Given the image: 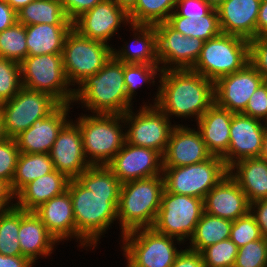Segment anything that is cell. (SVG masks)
<instances>
[{
    "instance_id": "cell-36",
    "label": "cell",
    "mask_w": 267,
    "mask_h": 267,
    "mask_svg": "<svg viewBox=\"0 0 267 267\" xmlns=\"http://www.w3.org/2000/svg\"><path fill=\"white\" fill-rule=\"evenodd\" d=\"M177 0H138L128 14L131 24L155 25L166 22L175 11Z\"/></svg>"
},
{
    "instance_id": "cell-54",
    "label": "cell",
    "mask_w": 267,
    "mask_h": 267,
    "mask_svg": "<svg viewBox=\"0 0 267 267\" xmlns=\"http://www.w3.org/2000/svg\"><path fill=\"white\" fill-rule=\"evenodd\" d=\"M116 5L123 9L127 14H129L137 4L138 0H113Z\"/></svg>"
},
{
    "instance_id": "cell-22",
    "label": "cell",
    "mask_w": 267,
    "mask_h": 267,
    "mask_svg": "<svg viewBox=\"0 0 267 267\" xmlns=\"http://www.w3.org/2000/svg\"><path fill=\"white\" fill-rule=\"evenodd\" d=\"M204 212L235 221L250 211L246 194L229 173L205 196Z\"/></svg>"
},
{
    "instance_id": "cell-14",
    "label": "cell",
    "mask_w": 267,
    "mask_h": 267,
    "mask_svg": "<svg viewBox=\"0 0 267 267\" xmlns=\"http://www.w3.org/2000/svg\"><path fill=\"white\" fill-rule=\"evenodd\" d=\"M157 33V56L161 71L191 69L204 45L203 40L182 35L167 22L154 25Z\"/></svg>"
},
{
    "instance_id": "cell-48",
    "label": "cell",
    "mask_w": 267,
    "mask_h": 267,
    "mask_svg": "<svg viewBox=\"0 0 267 267\" xmlns=\"http://www.w3.org/2000/svg\"><path fill=\"white\" fill-rule=\"evenodd\" d=\"M171 267H205V264L200 252L185 246V249L181 250Z\"/></svg>"
},
{
    "instance_id": "cell-3",
    "label": "cell",
    "mask_w": 267,
    "mask_h": 267,
    "mask_svg": "<svg viewBox=\"0 0 267 267\" xmlns=\"http://www.w3.org/2000/svg\"><path fill=\"white\" fill-rule=\"evenodd\" d=\"M77 103V104H76ZM72 105L92 114H125L133 108L124 84V63L114 56L75 89Z\"/></svg>"
},
{
    "instance_id": "cell-27",
    "label": "cell",
    "mask_w": 267,
    "mask_h": 267,
    "mask_svg": "<svg viewBox=\"0 0 267 267\" xmlns=\"http://www.w3.org/2000/svg\"><path fill=\"white\" fill-rule=\"evenodd\" d=\"M233 114V112L218 106L214 102L194 123L196 125L191 124L200 132L212 156L223 157L228 152Z\"/></svg>"
},
{
    "instance_id": "cell-21",
    "label": "cell",
    "mask_w": 267,
    "mask_h": 267,
    "mask_svg": "<svg viewBox=\"0 0 267 267\" xmlns=\"http://www.w3.org/2000/svg\"><path fill=\"white\" fill-rule=\"evenodd\" d=\"M188 124H176L163 154V167H182L212 157L198 129Z\"/></svg>"
},
{
    "instance_id": "cell-43",
    "label": "cell",
    "mask_w": 267,
    "mask_h": 267,
    "mask_svg": "<svg viewBox=\"0 0 267 267\" xmlns=\"http://www.w3.org/2000/svg\"><path fill=\"white\" fill-rule=\"evenodd\" d=\"M20 151L15 139L5 138L0 142V180L12 184Z\"/></svg>"
},
{
    "instance_id": "cell-30",
    "label": "cell",
    "mask_w": 267,
    "mask_h": 267,
    "mask_svg": "<svg viewBox=\"0 0 267 267\" xmlns=\"http://www.w3.org/2000/svg\"><path fill=\"white\" fill-rule=\"evenodd\" d=\"M73 25L35 24L26 26L27 56L62 54Z\"/></svg>"
},
{
    "instance_id": "cell-24",
    "label": "cell",
    "mask_w": 267,
    "mask_h": 267,
    "mask_svg": "<svg viewBox=\"0 0 267 267\" xmlns=\"http://www.w3.org/2000/svg\"><path fill=\"white\" fill-rule=\"evenodd\" d=\"M18 240L22 256L28 258L35 266L39 263L38 259L51 257L60 245L34 211L23 209H20Z\"/></svg>"
},
{
    "instance_id": "cell-32",
    "label": "cell",
    "mask_w": 267,
    "mask_h": 267,
    "mask_svg": "<svg viewBox=\"0 0 267 267\" xmlns=\"http://www.w3.org/2000/svg\"><path fill=\"white\" fill-rule=\"evenodd\" d=\"M55 170L49 154H19L15 175L9 186L15 197L28 183Z\"/></svg>"
},
{
    "instance_id": "cell-4",
    "label": "cell",
    "mask_w": 267,
    "mask_h": 267,
    "mask_svg": "<svg viewBox=\"0 0 267 267\" xmlns=\"http://www.w3.org/2000/svg\"><path fill=\"white\" fill-rule=\"evenodd\" d=\"M164 189L163 175L121 184L117 209L121 237L137 229L153 227Z\"/></svg>"
},
{
    "instance_id": "cell-23",
    "label": "cell",
    "mask_w": 267,
    "mask_h": 267,
    "mask_svg": "<svg viewBox=\"0 0 267 267\" xmlns=\"http://www.w3.org/2000/svg\"><path fill=\"white\" fill-rule=\"evenodd\" d=\"M262 0H225L216 9L221 33L251 40L257 37V18Z\"/></svg>"
},
{
    "instance_id": "cell-11",
    "label": "cell",
    "mask_w": 267,
    "mask_h": 267,
    "mask_svg": "<svg viewBox=\"0 0 267 267\" xmlns=\"http://www.w3.org/2000/svg\"><path fill=\"white\" fill-rule=\"evenodd\" d=\"M203 212V199L167 192L164 189L152 228L186 245L193 236Z\"/></svg>"
},
{
    "instance_id": "cell-58",
    "label": "cell",
    "mask_w": 267,
    "mask_h": 267,
    "mask_svg": "<svg viewBox=\"0 0 267 267\" xmlns=\"http://www.w3.org/2000/svg\"><path fill=\"white\" fill-rule=\"evenodd\" d=\"M261 157L267 161V133H266L265 144H264L263 153Z\"/></svg>"
},
{
    "instance_id": "cell-51",
    "label": "cell",
    "mask_w": 267,
    "mask_h": 267,
    "mask_svg": "<svg viewBox=\"0 0 267 267\" xmlns=\"http://www.w3.org/2000/svg\"><path fill=\"white\" fill-rule=\"evenodd\" d=\"M0 267H35V264L24 256H4L0 254Z\"/></svg>"
},
{
    "instance_id": "cell-15",
    "label": "cell",
    "mask_w": 267,
    "mask_h": 267,
    "mask_svg": "<svg viewBox=\"0 0 267 267\" xmlns=\"http://www.w3.org/2000/svg\"><path fill=\"white\" fill-rule=\"evenodd\" d=\"M73 29L80 35L95 41L116 46L109 42L117 36L119 29L129 26L128 14L113 0H102L94 8L84 12L73 22ZM113 38V39H112Z\"/></svg>"
},
{
    "instance_id": "cell-49",
    "label": "cell",
    "mask_w": 267,
    "mask_h": 267,
    "mask_svg": "<svg viewBox=\"0 0 267 267\" xmlns=\"http://www.w3.org/2000/svg\"><path fill=\"white\" fill-rule=\"evenodd\" d=\"M250 213L254 216L262 237L267 239V199H260L251 203Z\"/></svg>"
},
{
    "instance_id": "cell-10",
    "label": "cell",
    "mask_w": 267,
    "mask_h": 267,
    "mask_svg": "<svg viewBox=\"0 0 267 267\" xmlns=\"http://www.w3.org/2000/svg\"><path fill=\"white\" fill-rule=\"evenodd\" d=\"M227 174L228 168L218 156L188 166L163 167L162 171L167 192L203 200Z\"/></svg>"
},
{
    "instance_id": "cell-45",
    "label": "cell",
    "mask_w": 267,
    "mask_h": 267,
    "mask_svg": "<svg viewBox=\"0 0 267 267\" xmlns=\"http://www.w3.org/2000/svg\"><path fill=\"white\" fill-rule=\"evenodd\" d=\"M249 117L267 123V81L265 80L251 95L246 109L242 112Z\"/></svg>"
},
{
    "instance_id": "cell-5",
    "label": "cell",
    "mask_w": 267,
    "mask_h": 267,
    "mask_svg": "<svg viewBox=\"0 0 267 267\" xmlns=\"http://www.w3.org/2000/svg\"><path fill=\"white\" fill-rule=\"evenodd\" d=\"M75 116L83 140V150L91 166L108 165L126 143L123 115L89 114Z\"/></svg>"
},
{
    "instance_id": "cell-17",
    "label": "cell",
    "mask_w": 267,
    "mask_h": 267,
    "mask_svg": "<svg viewBox=\"0 0 267 267\" xmlns=\"http://www.w3.org/2000/svg\"><path fill=\"white\" fill-rule=\"evenodd\" d=\"M107 166L121 183H125L162 175L163 155L126 142Z\"/></svg>"
},
{
    "instance_id": "cell-37",
    "label": "cell",
    "mask_w": 267,
    "mask_h": 267,
    "mask_svg": "<svg viewBox=\"0 0 267 267\" xmlns=\"http://www.w3.org/2000/svg\"><path fill=\"white\" fill-rule=\"evenodd\" d=\"M20 228V208L15 204L0 211V254L4 256H22L18 240Z\"/></svg>"
},
{
    "instance_id": "cell-2",
    "label": "cell",
    "mask_w": 267,
    "mask_h": 267,
    "mask_svg": "<svg viewBox=\"0 0 267 267\" xmlns=\"http://www.w3.org/2000/svg\"><path fill=\"white\" fill-rule=\"evenodd\" d=\"M156 106L169 119L197 122L215 102L214 82L191 69L161 71Z\"/></svg>"
},
{
    "instance_id": "cell-46",
    "label": "cell",
    "mask_w": 267,
    "mask_h": 267,
    "mask_svg": "<svg viewBox=\"0 0 267 267\" xmlns=\"http://www.w3.org/2000/svg\"><path fill=\"white\" fill-rule=\"evenodd\" d=\"M213 7L205 0H177L175 12L183 17L207 15Z\"/></svg>"
},
{
    "instance_id": "cell-28",
    "label": "cell",
    "mask_w": 267,
    "mask_h": 267,
    "mask_svg": "<svg viewBox=\"0 0 267 267\" xmlns=\"http://www.w3.org/2000/svg\"><path fill=\"white\" fill-rule=\"evenodd\" d=\"M70 179L54 170L28 183L16 196L15 205L25 211H35L46 201L67 191Z\"/></svg>"
},
{
    "instance_id": "cell-13",
    "label": "cell",
    "mask_w": 267,
    "mask_h": 267,
    "mask_svg": "<svg viewBox=\"0 0 267 267\" xmlns=\"http://www.w3.org/2000/svg\"><path fill=\"white\" fill-rule=\"evenodd\" d=\"M139 107V108H138ZM123 114L126 142L134 146L150 148L164 154L174 122L156 105L138 106Z\"/></svg>"
},
{
    "instance_id": "cell-38",
    "label": "cell",
    "mask_w": 267,
    "mask_h": 267,
    "mask_svg": "<svg viewBox=\"0 0 267 267\" xmlns=\"http://www.w3.org/2000/svg\"><path fill=\"white\" fill-rule=\"evenodd\" d=\"M28 54L26 26L19 22L0 32V58L21 63Z\"/></svg>"
},
{
    "instance_id": "cell-53",
    "label": "cell",
    "mask_w": 267,
    "mask_h": 267,
    "mask_svg": "<svg viewBox=\"0 0 267 267\" xmlns=\"http://www.w3.org/2000/svg\"><path fill=\"white\" fill-rule=\"evenodd\" d=\"M267 35V0H262L257 18V37Z\"/></svg>"
},
{
    "instance_id": "cell-6",
    "label": "cell",
    "mask_w": 267,
    "mask_h": 267,
    "mask_svg": "<svg viewBox=\"0 0 267 267\" xmlns=\"http://www.w3.org/2000/svg\"><path fill=\"white\" fill-rule=\"evenodd\" d=\"M119 239L120 251L127 263L125 267H171L185 248L180 240L160 234L153 228L137 229L119 236Z\"/></svg>"
},
{
    "instance_id": "cell-57",
    "label": "cell",
    "mask_w": 267,
    "mask_h": 267,
    "mask_svg": "<svg viewBox=\"0 0 267 267\" xmlns=\"http://www.w3.org/2000/svg\"><path fill=\"white\" fill-rule=\"evenodd\" d=\"M205 1L209 3L213 8H217L225 0H205Z\"/></svg>"
},
{
    "instance_id": "cell-18",
    "label": "cell",
    "mask_w": 267,
    "mask_h": 267,
    "mask_svg": "<svg viewBox=\"0 0 267 267\" xmlns=\"http://www.w3.org/2000/svg\"><path fill=\"white\" fill-rule=\"evenodd\" d=\"M265 81L250 64L214 83L215 103L233 113H242L254 91Z\"/></svg>"
},
{
    "instance_id": "cell-44",
    "label": "cell",
    "mask_w": 267,
    "mask_h": 267,
    "mask_svg": "<svg viewBox=\"0 0 267 267\" xmlns=\"http://www.w3.org/2000/svg\"><path fill=\"white\" fill-rule=\"evenodd\" d=\"M249 62L267 81V35L249 41Z\"/></svg>"
},
{
    "instance_id": "cell-9",
    "label": "cell",
    "mask_w": 267,
    "mask_h": 267,
    "mask_svg": "<svg viewBox=\"0 0 267 267\" xmlns=\"http://www.w3.org/2000/svg\"><path fill=\"white\" fill-rule=\"evenodd\" d=\"M63 66L71 86L76 89L88 76L95 75L113 56V47L80 35L73 28L63 47Z\"/></svg>"
},
{
    "instance_id": "cell-12",
    "label": "cell",
    "mask_w": 267,
    "mask_h": 267,
    "mask_svg": "<svg viewBox=\"0 0 267 267\" xmlns=\"http://www.w3.org/2000/svg\"><path fill=\"white\" fill-rule=\"evenodd\" d=\"M60 103L50 94L22 87L8 101L0 104L6 138H15L40 118H46Z\"/></svg>"
},
{
    "instance_id": "cell-31",
    "label": "cell",
    "mask_w": 267,
    "mask_h": 267,
    "mask_svg": "<svg viewBox=\"0 0 267 267\" xmlns=\"http://www.w3.org/2000/svg\"><path fill=\"white\" fill-rule=\"evenodd\" d=\"M17 22L35 24L73 25L64 11L61 0H34L17 12Z\"/></svg>"
},
{
    "instance_id": "cell-56",
    "label": "cell",
    "mask_w": 267,
    "mask_h": 267,
    "mask_svg": "<svg viewBox=\"0 0 267 267\" xmlns=\"http://www.w3.org/2000/svg\"><path fill=\"white\" fill-rule=\"evenodd\" d=\"M6 138L4 131H3V119L0 112V142H2Z\"/></svg>"
},
{
    "instance_id": "cell-55",
    "label": "cell",
    "mask_w": 267,
    "mask_h": 267,
    "mask_svg": "<svg viewBox=\"0 0 267 267\" xmlns=\"http://www.w3.org/2000/svg\"><path fill=\"white\" fill-rule=\"evenodd\" d=\"M16 12L34 0H5Z\"/></svg>"
},
{
    "instance_id": "cell-39",
    "label": "cell",
    "mask_w": 267,
    "mask_h": 267,
    "mask_svg": "<svg viewBox=\"0 0 267 267\" xmlns=\"http://www.w3.org/2000/svg\"><path fill=\"white\" fill-rule=\"evenodd\" d=\"M200 253L205 267H234L238 247L229 238L204 248Z\"/></svg>"
},
{
    "instance_id": "cell-42",
    "label": "cell",
    "mask_w": 267,
    "mask_h": 267,
    "mask_svg": "<svg viewBox=\"0 0 267 267\" xmlns=\"http://www.w3.org/2000/svg\"><path fill=\"white\" fill-rule=\"evenodd\" d=\"M261 238L262 234L260 228L250 211L246 215L233 221L230 239L237 245L238 248Z\"/></svg>"
},
{
    "instance_id": "cell-8",
    "label": "cell",
    "mask_w": 267,
    "mask_h": 267,
    "mask_svg": "<svg viewBox=\"0 0 267 267\" xmlns=\"http://www.w3.org/2000/svg\"><path fill=\"white\" fill-rule=\"evenodd\" d=\"M20 68L23 87L48 93L60 104H72L75 89L66 77L62 54L27 56Z\"/></svg>"
},
{
    "instance_id": "cell-19",
    "label": "cell",
    "mask_w": 267,
    "mask_h": 267,
    "mask_svg": "<svg viewBox=\"0 0 267 267\" xmlns=\"http://www.w3.org/2000/svg\"><path fill=\"white\" fill-rule=\"evenodd\" d=\"M55 170L76 179L91 166L84 154L82 134L71 118L61 129L49 153Z\"/></svg>"
},
{
    "instance_id": "cell-29",
    "label": "cell",
    "mask_w": 267,
    "mask_h": 267,
    "mask_svg": "<svg viewBox=\"0 0 267 267\" xmlns=\"http://www.w3.org/2000/svg\"><path fill=\"white\" fill-rule=\"evenodd\" d=\"M229 175L246 194L249 203L267 199V161L262 157L237 161L228 169Z\"/></svg>"
},
{
    "instance_id": "cell-7",
    "label": "cell",
    "mask_w": 267,
    "mask_h": 267,
    "mask_svg": "<svg viewBox=\"0 0 267 267\" xmlns=\"http://www.w3.org/2000/svg\"><path fill=\"white\" fill-rule=\"evenodd\" d=\"M249 63V40L220 33L204 42L191 70L214 83L221 77L242 70Z\"/></svg>"
},
{
    "instance_id": "cell-35",
    "label": "cell",
    "mask_w": 267,
    "mask_h": 267,
    "mask_svg": "<svg viewBox=\"0 0 267 267\" xmlns=\"http://www.w3.org/2000/svg\"><path fill=\"white\" fill-rule=\"evenodd\" d=\"M161 69L159 65H148V64H125L124 63V84L126 87V94L132 102H137L138 91L142 86L149 87L156 86V92L153 93L152 99H143L142 106H154L158 99V84L160 78ZM158 81V82H157ZM156 84V85H155ZM152 100V102H149ZM149 103V104H148Z\"/></svg>"
},
{
    "instance_id": "cell-34",
    "label": "cell",
    "mask_w": 267,
    "mask_h": 267,
    "mask_svg": "<svg viewBox=\"0 0 267 267\" xmlns=\"http://www.w3.org/2000/svg\"><path fill=\"white\" fill-rule=\"evenodd\" d=\"M173 29L184 36L196 37L203 41L210 40L221 33L218 12L213 8L205 16L183 17L175 11L166 21Z\"/></svg>"
},
{
    "instance_id": "cell-16",
    "label": "cell",
    "mask_w": 267,
    "mask_h": 267,
    "mask_svg": "<svg viewBox=\"0 0 267 267\" xmlns=\"http://www.w3.org/2000/svg\"><path fill=\"white\" fill-rule=\"evenodd\" d=\"M267 123L243 113H234L230 126L228 152L222 157L229 169L237 161L262 156Z\"/></svg>"
},
{
    "instance_id": "cell-33",
    "label": "cell",
    "mask_w": 267,
    "mask_h": 267,
    "mask_svg": "<svg viewBox=\"0 0 267 267\" xmlns=\"http://www.w3.org/2000/svg\"><path fill=\"white\" fill-rule=\"evenodd\" d=\"M233 222L203 212L187 247L201 252L204 248L230 238Z\"/></svg>"
},
{
    "instance_id": "cell-25",
    "label": "cell",
    "mask_w": 267,
    "mask_h": 267,
    "mask_svg": "<svg viewBox=\"0 0 267 267\" xmlns=\"http://www.w3.org/2000/svg\"><path fill=\"white\" fill-rule=\"evenodd\" d=\"M129 29V30H128ZM129 41L118 37L124 43L113 48V56L125 64L159 65L157 56V33L154 25L130 24ZM132 33V35H131ZM133 39V40H132ZM132 42H131V41ZM129 42V43H128ZM119 47V48H118Z\"/></svg>"
},
{
    "instance_id": "cell-41",
    "label": "cell",
    "mask_w": 267,
    "mask_h": 267,
    "mask_svg": "<svg viewBox=\"0 0 267 267\" xmlns=\"http://www.w3.org/2000/svg\"><path fill=\"white\" fill-rule=\"evenodd\" d=\"M234 267H267V239L262 237L238 248Z\"/></svg>"
},
{
    "instance_id": "cell-26",
    "label": "cell",
    "mask_w": 267,
    "mask_h": 267,
    "mask_svg": "<svg viewBox=\"0 0 267 267\" xmlns=\"http://www.w3.org/2000/svg\"><path fill=\"white\" fill-rule=\"evenodd\" d=\"M34 212L59 244L69 240L76 242L75 218L68 190L46 201Z\"/></svg>"
},
{
    "instance_id": "cell-40",
    "label": "cell",
    "mask_w": 267,
    "mask_h": 267,
    "mask_svg": "<svg viewBox=\"0 0 267 267\" xmlns=\"http://www.w3.org/2000/svg\"><path fill=\"white\" fill-rule=\"evenodd\" d=\"M22 87L20 63L0 58V104L11 100Z\"/></svg>"
},
{
    "instance_id": "cell-50",
    "label": "cell",
    "mask_w": 267,
    "mask_h": 267,
    "mask_svg": "<svg viewBox=\"0 0 267 267\" xmlns=\"http://www.w3.org/2000/svg\"><path fill=\"white\" fill-rule=\"evenodd\" d=\"M17 22V12L5 1L0 0V32Z\"/></svg>"
},
{
    "instance_id": "cell-52",
    "label": "cell",
    "mask_w": 267,
    "mask_h": 267,
    "mask_svg": "<svg viewBox=\"0 0 267 267\" xmlns=\"http://www.w3.org/2000/svg\"><path fill=\"white\" fill-rule=\"evenodd\" d=\"M15 204V197L11 193L10 187L0 180V211L7 210Z\"/></svg>"
},
{
    "instance_id": "cell-47",
    "label": "cell",
    "mask_w": 267,
    "mask_h": 267,
    "mask_svg": "<svg viewBox=\"0 0 267 267\" xmlns=\"http://www.w3.org/2000/svg\"><path fill=\"white\" fill-rule=\"evenodd\" d=\"M102 0H61L68 19L73 22L84 12L94 8Z\"/></svg>"
},
{
    "instance_id": "cell-20",
    "label": "cell",
    "mask_w": 267,
    "mask_h": 267,
    "mask_svg": "<svg viewBox=\"0 0 267 267\" xmlns=\"http://www.w3.org/2000/svg\"><path fill=\"white\" fill-rule=\"evenodd\" d=\"M72 104H60L46 118L37 119L30 128L15 137L21 153L49 154L62 127L71 119Z\"/></svg>"
},
{
    "instance_id": "cell-1",
    "label": "cell",
    "mask_w": 267,
    "mask_h": 267,
    "mask_svg": "<svg viewBox=\"0 0 267 267\" xmlns=\"http://www.w3.org/2000/svg\"><path fill=\"white\" fill-rule=\"evenodd\" d=\"M121 184L107 165L89 166L70 179L67 190L72 199L77 249H98L100 239L118 224Z\"/></svg>"
}]
</instances>
